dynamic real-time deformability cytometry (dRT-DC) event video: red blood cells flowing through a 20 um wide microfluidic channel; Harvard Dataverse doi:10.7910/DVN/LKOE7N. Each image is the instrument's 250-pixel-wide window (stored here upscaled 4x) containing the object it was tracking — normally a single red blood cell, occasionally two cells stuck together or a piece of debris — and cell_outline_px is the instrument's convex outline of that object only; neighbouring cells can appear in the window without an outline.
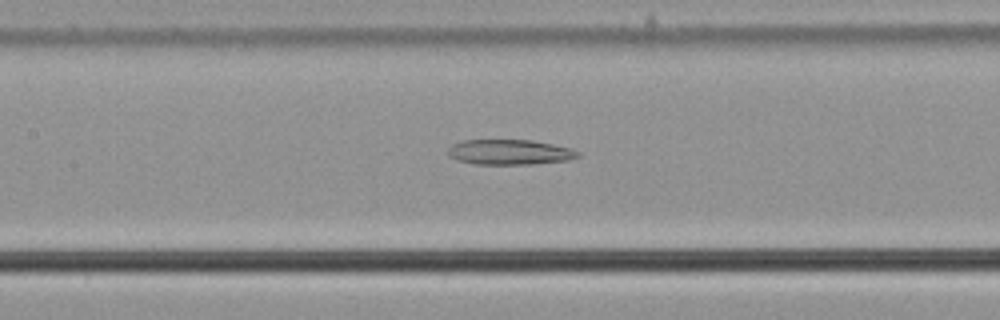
{"species": "common noctule bat (a hibernating species)", "species_latin": "Nyctalus noctula", "temperature_condition": "cold", "stored_images_in_passage": 54, "camera_frame_rate_fps": 3000, "um_per_image_px": 0.085, "animal": {"sex": "male", "body_mass_g": 21.5, "forearm_length_mm": 52.0}, "frame": {"image": 1, "passage_image": 25, "time_ms": 8.0, "image_size_px": [1000, 320], "cell_outline_px": [[580, 156], [568, 160], [532, 164], [472, 164], [456, 160], [448, 156], [448, 148], [452, 144], [464, 140], [532, 140], [552, 144], [568, 148], [580, 152]], "centroid_in_image_um": [43.28, 12.93], "position_along_channel_um": 164.1, "area_um2": 19.07}}
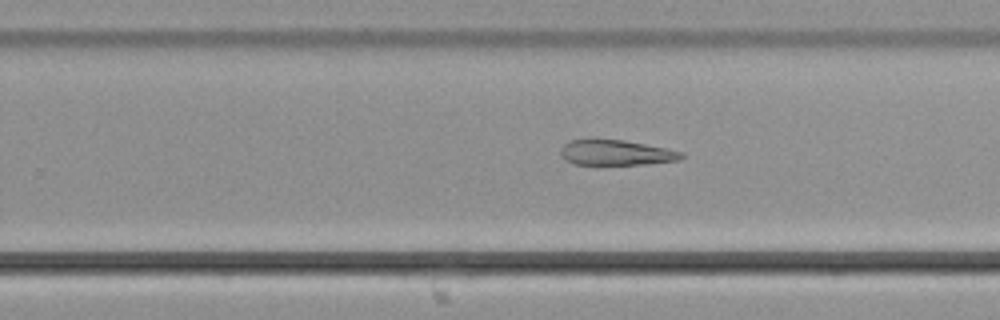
{"frame": {"image": 2, "passage_image": 34, "time_ms": 11.0, "image_size_px": [1000, 320], "cell_outline_px": [[684, 156], [680, 160], [648, 164], [572, 164], [564, 160], [560, 152], [560, 148], [564, 144], [572, 140], [592, 136], [624, 140], [664, 148], [680, 152]], "centroid_in_image_um": [52.26, 12.94], "position_along_channel_um": 277.5, "area_um2": 18.26}}
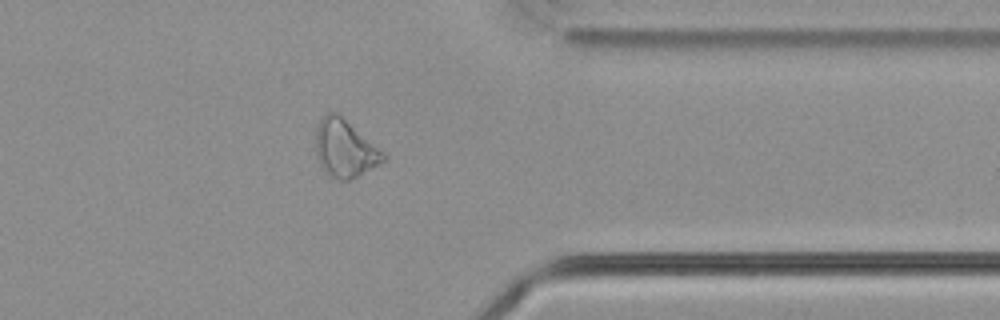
{"frame": {"image": 3, "passage_image": 43, "time_ms": 14.0, "image_size_px": [1000, 320], "cell_outline_px": [[388, 160], [352, 180], [336, 180], [328, 176], [320, 168], [316, 156], [316, 128], [320, 120], [328, 112], [336, 112], [384, 152], [388, 156]], "centroid_in_image_um": [29.32, 12.69], "position_along_channel_um": 382.1, "area_um2": 22.95}}